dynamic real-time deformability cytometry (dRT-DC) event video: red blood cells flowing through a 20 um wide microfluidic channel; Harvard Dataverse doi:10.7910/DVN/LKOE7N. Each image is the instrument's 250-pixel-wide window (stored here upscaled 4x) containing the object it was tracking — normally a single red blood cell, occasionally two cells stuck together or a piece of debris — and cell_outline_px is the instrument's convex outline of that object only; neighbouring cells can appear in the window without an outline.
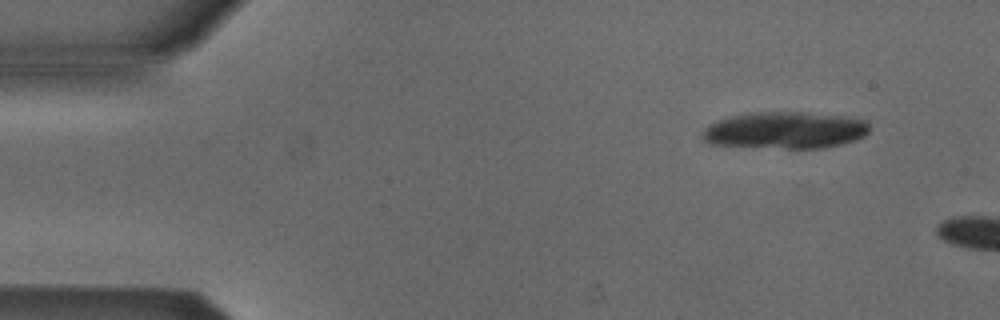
{"species": "Egyptian fruit bat (a non-hibernating species)", "species_latin": "Rousettus aegyptiacus", "temperature_condition": "cold", "stored_images_in_passage": 4, "camera_frame_rate_fps": 3000, "um_per_image_px": 0.085, "animal": {"sex": "male"}, "frame": {"image": 1, "passage_image": 1, "time_ms": 0.0, "image_size_px": [1000, 320], "cell_outline_px": [[868, 132], [864, 136], [856, 140], [824, 148], [784, 148], [712, 144], [704, 140], [700, 136], [704, 128], [708, 124], [716, 120], [732, 116], [752, 112], [808, 112], [844, 116], [864, 120], [868, 124]], "centroid_in_image_um": [66.72, 11.06], "position_along_channel_um": 18.3, "area_um2": 35.89}}